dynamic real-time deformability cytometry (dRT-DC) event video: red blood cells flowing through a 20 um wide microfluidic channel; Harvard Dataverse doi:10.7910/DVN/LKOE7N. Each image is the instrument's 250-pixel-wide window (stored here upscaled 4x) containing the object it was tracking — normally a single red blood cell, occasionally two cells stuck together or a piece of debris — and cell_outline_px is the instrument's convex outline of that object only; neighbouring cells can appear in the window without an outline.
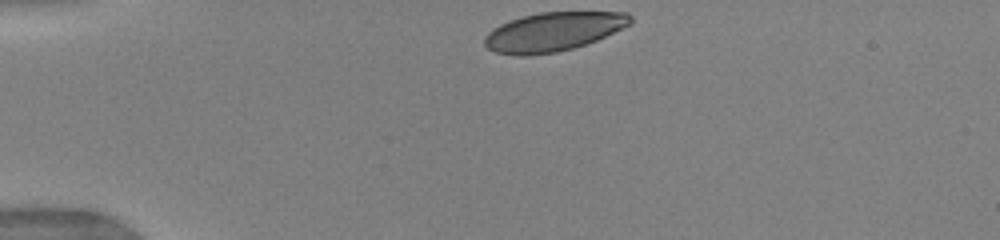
{"species": "human", "species_latin": "Homo sapiens", "temperature_condition": "warm", "stored_images_in_passage": 6, "camera_frame_rate_fps": 3000, "um_per_image_px": 0.085, "donor": {"sex": "female"}, "frame": {"image": 1, "passage_image": 1, "time_ms": 0.0, "image_size_px": [1000, 240], "cell_outline_px": [[632, 24], [596, 40], [572, 48], [556, 52], [520, 56], [496, 52], [488, 48], [484, 44], [484, 36], [488, 32], [500, 24], [524, 16], [540, 12], [628, 12], [632, 16]], "centroid_in_image_um": [47.04, 2.69], "position_along_channel_um": 38.0, "area_um2": 32.83}}
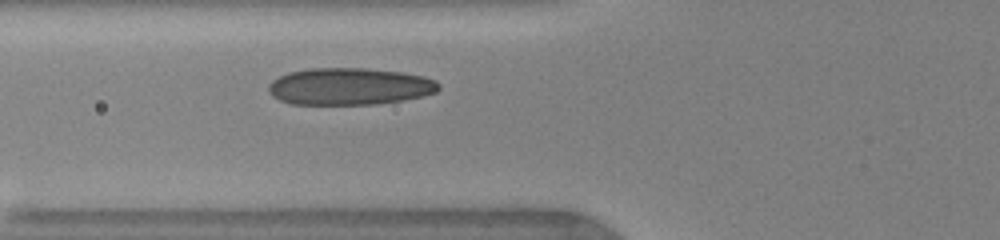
{"frame": {"image": 2, "passage_image": 6, "time_ms": 2.667, "image_size_px": [1000, 240], "cell_outline_px": [[440, 88], [436, 92], [424, 96], [404, 100], [376, 104], [292, 104], [280, 100], [272, 96], [268, 92], [268, 84], [272, 80], [288, 72], [308, 68], [364, 68], [404, 72], [424, 76], [436, 80], [440, 84]], "centroid_in_image_um": [29.72, 7.34], "position_along_channel_um": 96.1, "area_um2": 37.05}}